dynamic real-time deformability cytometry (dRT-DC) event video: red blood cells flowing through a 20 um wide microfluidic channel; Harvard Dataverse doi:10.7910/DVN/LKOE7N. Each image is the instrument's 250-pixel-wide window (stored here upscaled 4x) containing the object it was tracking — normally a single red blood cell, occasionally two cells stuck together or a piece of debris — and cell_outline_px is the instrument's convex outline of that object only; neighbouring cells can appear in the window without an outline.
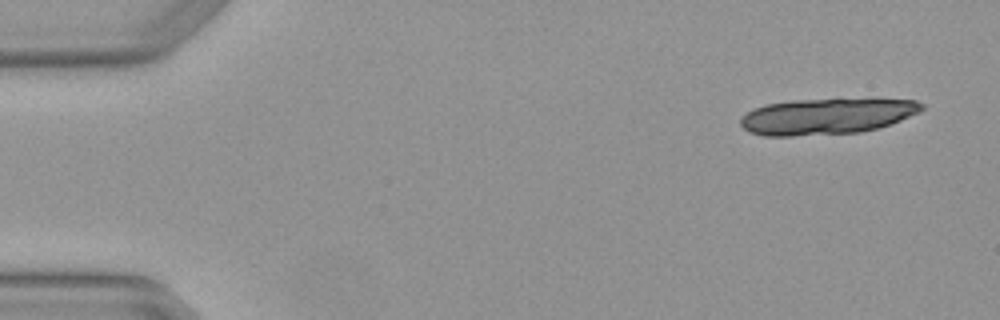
{"species": "Egyptian fruit bat (a non-hibernating species)", "species_latin": "Rousettus aegyptiacus", "temperature_condition": "warm", "stored_images_in_passage": 6, "camera_frame_rate_fps": 3000, "um_per_image_px": 0.085, "animal": {"sex": "female"}, "frame": {"image": 1, "passage_image": 1, "time_ms": 0.0, "image_size_px": [1000, 320], "cell_outline_px": [[924, 108], [900, 120], [880, 128], [860, 132], [792, 136], [764, 136], [748, 132], [740, 124], [740, 120], [752, 108], [764, 104], [792, 100], [916, 100], [924, 104]], "centroid_in_image_um": [70.19, 9.9], "position_along_channel_um": 14.8, "area_um2": 37.51}}
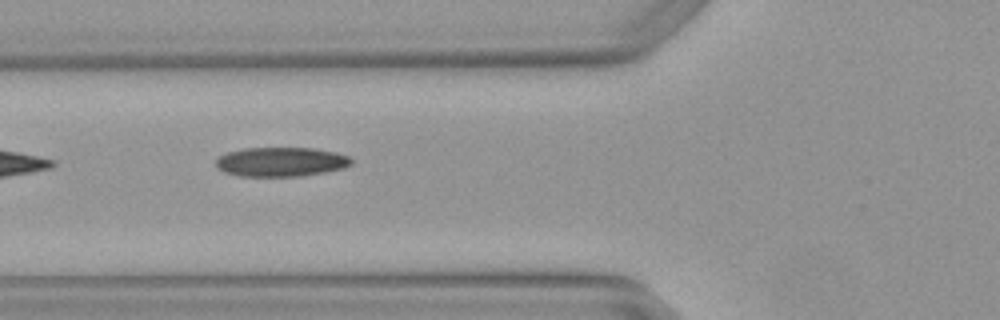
{"frame": {"image": 2, "passage_image": 5, "time_ms": 1.333, "image_size_px": [1000, 320], "cell_outline_px": [[352, 164], [344, 168], [304, 176], [240, 176], [224, 172], [216, 168], [216, 160], [220, 156], [228, 152], [244, 148], [312, 148], [336, 152], [352, 156]], "centroid_in_image_um": [23.91, 13.76], "position_along_channel_um": 101.9, "area_um2": 23.29}}
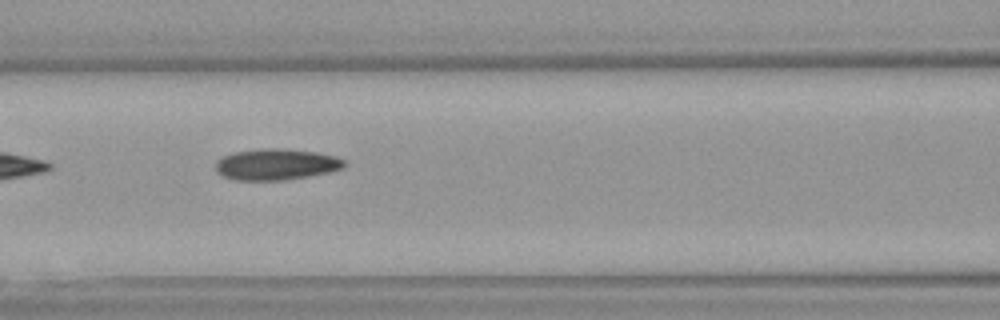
{"frame": {"image": 3, "passage_image": 6, "time_ms": 1.667, "image_size_px": [1000, 320], "cell_outline_px": [[344, 168], [328, 172], [308, 176], [284, 180], [236, 180], [224, 176], [216, 172], [216, 160], [224, 156], [236, 152], [260, 148], [276, 148], [316, 152], [336, 156], [344, 160]], "centroid_in_image_um": [23.47, 13.97], "position_along_channel_um": 143.1, "area_um2": 23.24}}